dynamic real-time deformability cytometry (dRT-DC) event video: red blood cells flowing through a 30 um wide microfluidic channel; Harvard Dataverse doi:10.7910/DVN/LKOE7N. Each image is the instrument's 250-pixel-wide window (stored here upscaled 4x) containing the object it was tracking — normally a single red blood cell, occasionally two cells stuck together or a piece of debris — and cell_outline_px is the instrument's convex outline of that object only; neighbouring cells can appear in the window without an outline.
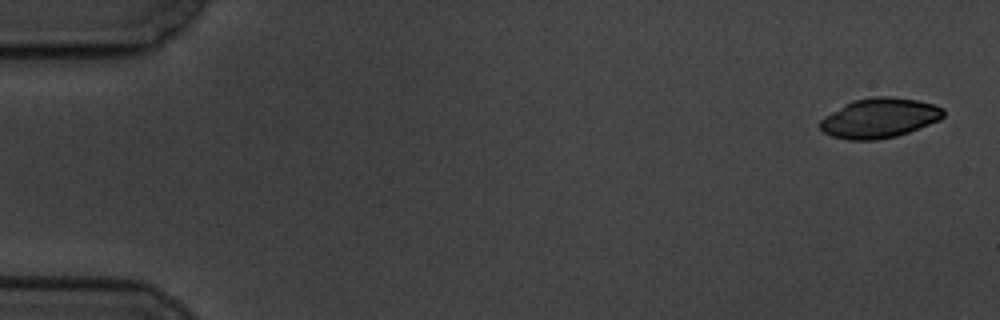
{"species": "common noctule bat (a hibernating species)", "species_latin": "Nyctalus noctula", "temperature_condition": "cold", "stored_images_in_passage": 5, "camera_frame_rate_fps": 3000, "um_per_image_px": 0.085, "animal": {"sex": "male", "body_mass_g": 19.5, "forearm_length_mm": 54.6}, "frame": {"image": 1, "passage_image": 1, "time_ms": 0.0, "image_size_px": [1000, 320], "cell_outline_px": [[944, 116], [940, 120], [908, 132], [896, 136], [876, 140], [848, 140], [832, 136], [824, 132], [816, 124], [824, 116], [844, 104], [852, 100], [872, 96], [892, 96], [916, 100], [936, 104], [944, 108]], "centroid_in_image_um": [74.73, 10.02], "position_along_channel_um": 10.3, "area_um2": 28.9}}
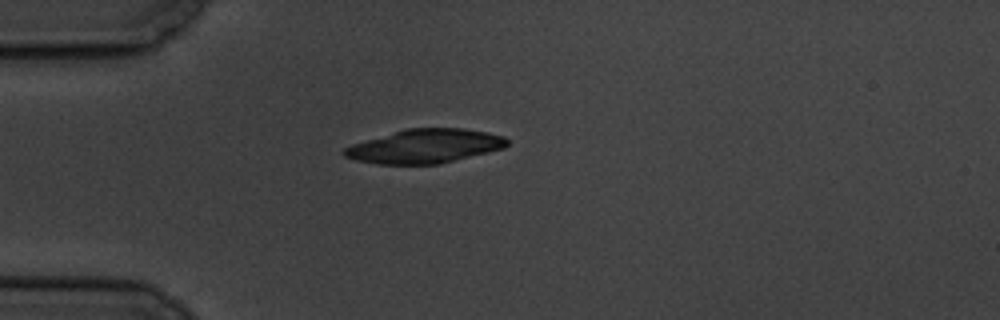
{"frame": {"image": 2, "passage_image": 5, "time_ms": 4.667, "image_size_px": [1000, 320], "cell_outline_px": [[508, 144], [504, 148], [440, 164], [376, 164], [356, 160], [344, 156], [340, 152], [344, 148], [352, 144], [408, 128], [464, 128], [488, 132], [504, 136], [508, 140]], "centroid_in_image_um": [36.12, 12.43], "position_along_channel_um": 48.9, "area_um2": 32.14}}